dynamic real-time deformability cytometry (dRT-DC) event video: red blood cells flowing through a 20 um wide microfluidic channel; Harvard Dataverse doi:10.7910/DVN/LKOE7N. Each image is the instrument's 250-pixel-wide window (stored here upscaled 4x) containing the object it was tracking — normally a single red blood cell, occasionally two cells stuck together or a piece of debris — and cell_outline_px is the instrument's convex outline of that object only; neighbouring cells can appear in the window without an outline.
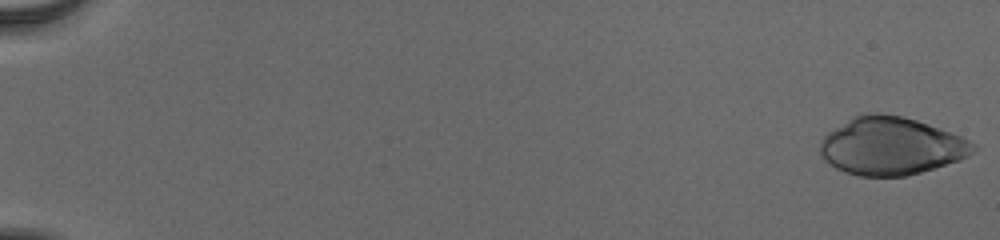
{"species": "human", "species_latin": "Homo sapiens", "temperature_condition": "cold", "stored_images_in_passage": 55, "camera_frame_rate_fps": 3000, "um_per_image_px": 0.085, "donor": {"sex": "male"}, "frame": {"image": 1, "passage_image": 1, "time_ms": 0.0, "image_size_px": [1000, 240], "cell_outline_px": [[980, 148], [968, 156], [960, 160], [908, 176], [860, 176], [844, 172], [836, 168], [824, 160], [820, 156], [820, 140], [828, 132], [852, 116], [860, 112], [880, 112], [900, 116], [916, 120], [928, 124], [960, 136], [976, 144]], "centroid_in_image_um": [75.72, 12.41], "position_along_channel_um": 9.3, "area_um2": 51.9}}
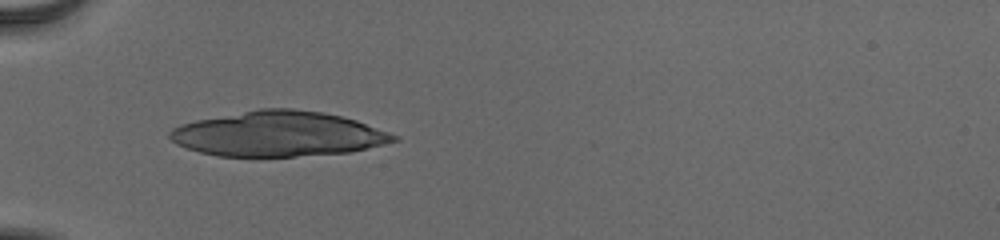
{"frame": {"image": 2, "passage_image": 20, "time_ms": 6.333, "image_size_px": [1000, 240], "cell_outline_px": [[400, 140], [384, 144], [348, 152], [296, 156], [216, 156], [200, 152], [176, 144], [168, 136], [168, 132], [172, 128], [180, 124], [196, 120], [260, 108], [292, 108], [324, 112], [356, 120], [400, 136]], "centroid_in_image_um": [23.65, 11.37], "position_along_channel_um": 61.4, "area_um2": 58.72}}